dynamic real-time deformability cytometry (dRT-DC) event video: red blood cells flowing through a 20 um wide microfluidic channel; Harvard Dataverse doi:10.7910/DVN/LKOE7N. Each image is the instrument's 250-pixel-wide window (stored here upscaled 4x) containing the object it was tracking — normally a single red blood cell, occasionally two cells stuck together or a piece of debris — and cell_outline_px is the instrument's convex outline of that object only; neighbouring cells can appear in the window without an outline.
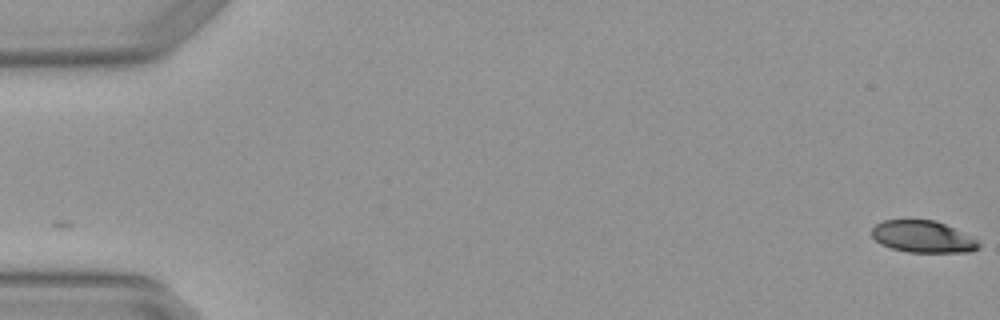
{"species": "Egyptian fruit bat (a non-hibernating species)", "species_latin": "Rousettus aegyptiacus", "temperature_condition": "warm", "stored_images_in_passage": 2, "camera_frame_rate_fps": 3000, "um_per_image_px": 0.085, "animal": {"sex": "female"}, "frame": {"image": 1, "passage_image": 2, "time_ms": 0.333, "image_size_px": [1000, 320], "cell_outline_px": [[980, 248], [972, 252], [908, 252], [892, 248], [880, 244], [872, 236], [872, 228], [876, 224], [884, 220], [936, 220], [976, 240], [980, 244]], "centroid_in_image_um": [78.42, 20.13], "position_along_channel_um": 6.6, "area_um2": 19.59}}